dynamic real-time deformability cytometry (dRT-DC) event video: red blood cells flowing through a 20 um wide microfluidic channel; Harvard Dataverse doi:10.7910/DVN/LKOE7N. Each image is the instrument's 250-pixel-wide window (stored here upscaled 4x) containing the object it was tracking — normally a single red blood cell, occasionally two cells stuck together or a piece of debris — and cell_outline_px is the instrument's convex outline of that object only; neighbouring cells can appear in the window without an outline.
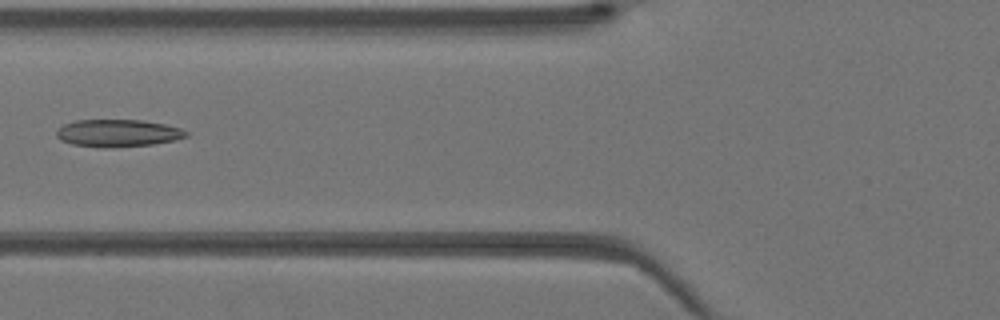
{"species": "Egyptian fruit bat (a non-hibernating species)", "species_latin": "Rousettus aegyptiacus", "temperature_condition": "warm", "stored_images_in_passage": 30, "camera_frame_rate_fps": 3000, "um_per_image_px": 0.085, "animal": {"sex": "female"}, "frame": {"image": 1, "passage_image": 4, "time_ms": 1.0, "image_size_px": [1000, 320], "cell_outline_px": [[188, 136], [176, 140], [152, 144], [112, 148], [104, 148], [72, 144], [60, 140], [56, 136], [56, 128], [64, 124], [76, 120], [144, 120], [164, 124], [180, 128], [188, 132]], "centroid_in_image_um": [10.0, 11.32], "position_along_channel_um": 115.8, "area_um2": 20.87}}
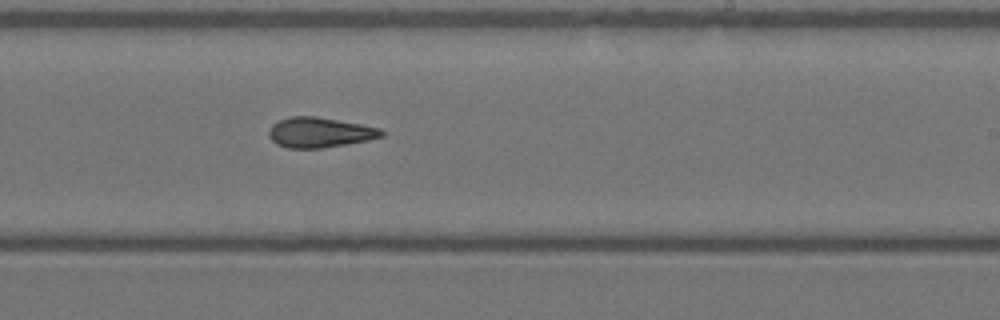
{"frame": {"image": 2, "passage_image": 13, "time_ms": 4.0, "image_size_px": [1000, 320], "cell_outline_px": [[384, 136], [368, 140], [320, 148], [288, 148], [276, 144], [268, 136], [268, 132], [272, 124], [280, 120], [292, 116], [316, 116], [360, 124], [380, 128], [384, 132]], "centroid_in_image_um": [27.15, 11.25], "position_along_channel_um": 261.8, "area_um2": 19.65}}
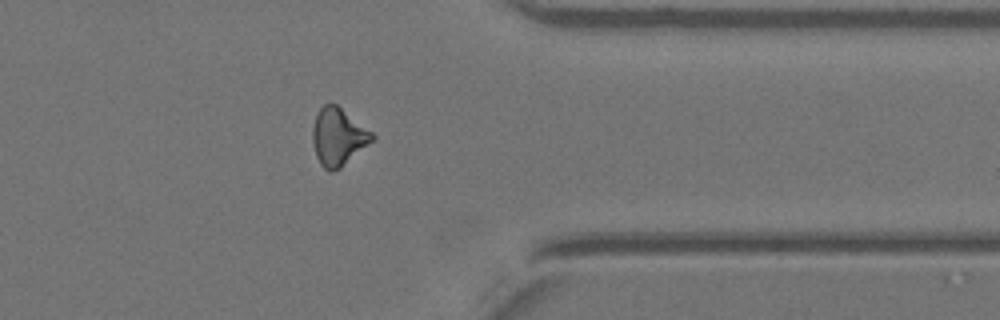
{"frame": {"image": 3, "passage_image": 21, "time_ms": 6.667, "image_size_px": [1000, 320], "cell_outline_px": [[376, 136], [372, 140], [340, 168], [332, 172], [328, 172], [320, 164], [316, 156], [312, 140], [312, 128], [316, 112], [324, 104], [336, 104], [372, 132]], "centroid_in_image_um": [28.7, 11.63], "position_along_channel_um": 382.7, "area_um2": 19.71}}